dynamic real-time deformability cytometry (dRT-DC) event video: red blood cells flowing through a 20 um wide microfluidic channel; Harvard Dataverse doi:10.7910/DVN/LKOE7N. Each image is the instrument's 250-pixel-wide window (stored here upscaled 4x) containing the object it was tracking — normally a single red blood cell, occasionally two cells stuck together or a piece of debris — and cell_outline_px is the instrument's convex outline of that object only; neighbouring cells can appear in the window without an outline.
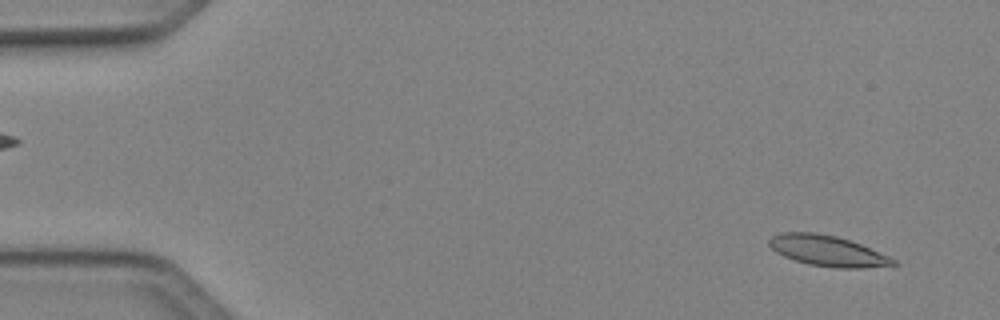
{"species": "Egyptian fruit bat (a non-hibernating species)", "species_latin": "Rousettus aegyptiacus", "temperature_condition": "cold", "stored_images_in_passage": 49, "camera_frame_rate_fps": 3000, "um_per_image_px": 0.085, "animal": {"sex": "female"}, "frame": {"image": 1, "passage_image": 3, "time_ms": 0.667, "image_size_px": [1000, 320], "cell_outline_px": [[896, 264], [864, 268], [836, 268], [808, 264], [784, 256], [776, 252], [768, 244], [768, 240], [772, 236], [780, 232], [812, 232], [836, 236], [860, 244], [888, 256], [896, 260]], "centroid_in_image_um": [70.3, 21.32], "position_along_channel_um": 14.7, "area_um2": 21.91}}
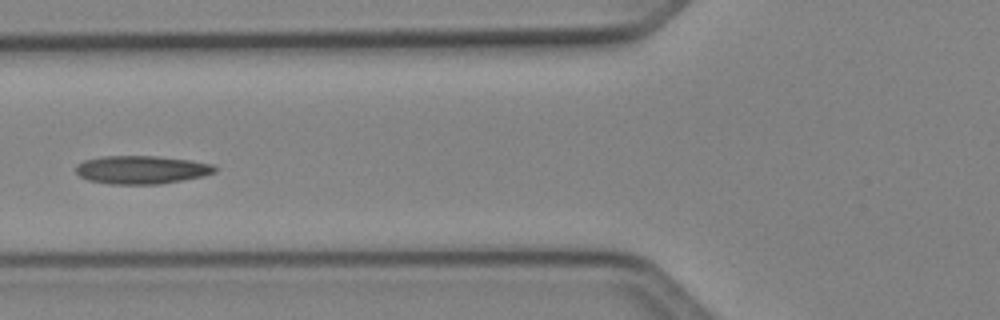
{"frame": {"image": 2, "passage_image": 19, "time_ms": 6.0, "image_size_px": [1000, 320], "cell_outline_px": [[216, 172], [204, 176], [160, 184], [108, 184], [88, 180], [80, 176], [76, 172], [76, 164], [84, 160], [104, 156], [156, 156], [188, 160], [212, 164], [216, 168]], "centroid_in_image_um": [12.01, 14.43], "position_along_channel_um": 113.8, "area_um2": 22.83}}
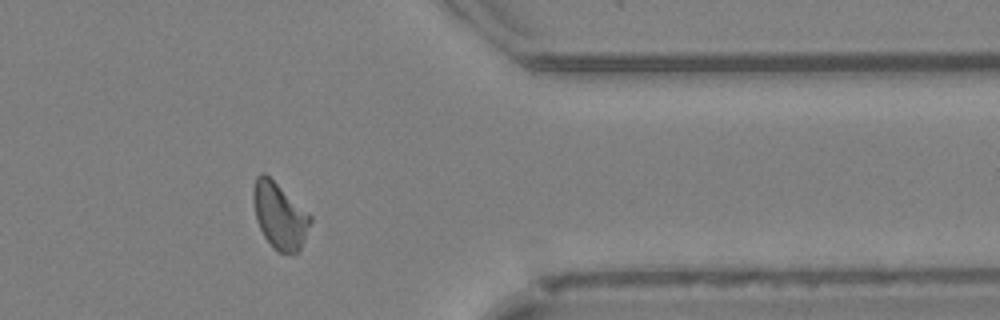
{"frame": {"image": 3, "passage_image": 40, "time_ms": 13.0, "image_size_px": [1000, 320], "cell_outline_px": [[312, 220], [304, 240], [300, 248], [292, 256], [280, 252], [272, 248], [264, 236], [256, 220], [252, 200], [252, 188], [256, 176], [260, 172], [264, 172], [312, 216]], "centroid_in_image_um": [23.74, 18.34], "position_along_channel_um": 387.7, "area_um2": 22.08}, "authors_computed_cell_mechanics": {"area_um2": 21.9062, "velocity_mm_per_s": 4.1116, "shape_relaxation_time_tau1_ms": 3.6097, "shape_relaxation_time_tau2_ms": 2.7224, "deformation_change_tau1": 0.1364, "deformation_change_tau2": 0.0943}}